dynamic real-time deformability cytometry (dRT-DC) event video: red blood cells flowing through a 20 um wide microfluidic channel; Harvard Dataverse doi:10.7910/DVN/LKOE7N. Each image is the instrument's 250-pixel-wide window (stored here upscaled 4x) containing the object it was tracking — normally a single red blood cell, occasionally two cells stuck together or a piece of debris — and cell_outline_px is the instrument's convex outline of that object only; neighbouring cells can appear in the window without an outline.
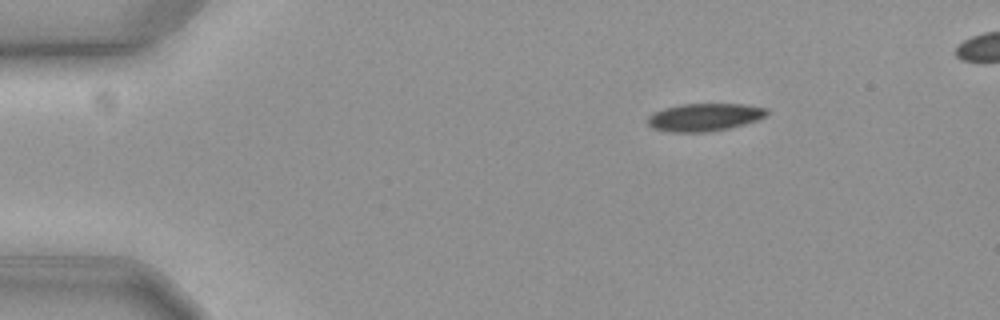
{"species": "common noctule bat (a hibernating species)", "species_latin": "Nyctalus noctula", "temperature_condition": "cold", "stored_images_in_passage": 19, "camera_frame_rate_fps": 3000, "um_per_image_px": 0.085, "animal": {"sex": "female", "body_mass_g": 19.3, "forearm_length_mm": 54.1}, "frame": {"image": 1, "passage_image": 1, "time_ms": 0.0, "image_size_px": [1000, 320], "cell_outline_px": [[768, 112], [764, 116], [756, 120], [744, 124], [728, 128], [704, 132], [672, 132], [652, 128], [648, 124], [648, 116], [664, 108], [680, 104], [744, 104], [768, 108]], "centroid_in_image_um": [59.87, 9.95], "position_along_channel_um": 25.1, "area_um2": 19.07}}
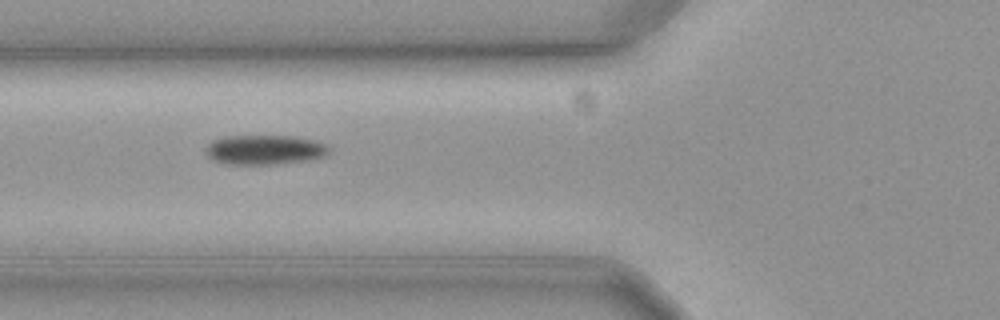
{"frame": {"image": 2, "passage_image": 14, "time_ms": 4.333, "image_size_px": [1000, 320], "cell_outline_px": [[328, 152], [324, 156], [308, 160], [272, 164], [228, 164], [216, 160], [208, 156], [204, 152], [208, 144], [212, 140], [228, 136], [296, 136], [312, 140], [324, 144], [328, 148]], "centroid_in_image_um": [22.46, 12.72], "position_along_channel_um": 103.3, "area_um2": 20.98}}
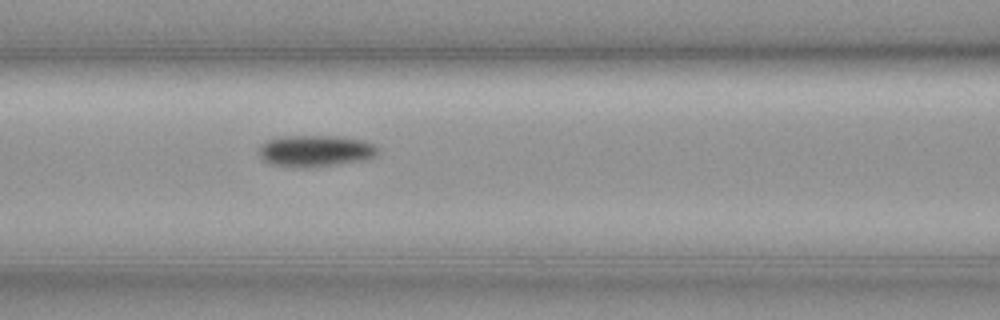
{"frame": {"image": 3, "passage_image": 17, "time_ms": 5.333, "image_size_px": [1000, 320], "cell_outline_px": [[376, 156], [368, 160], [308, 168], [300, 168], [272, 164], [264, 160], [260, 156], [260, 148], [268, 140], [284, 136], [336, 136], [360, 140], [372, 144], [376, 148]], "centroid_in_image_um": [26.82, 12.84], "position_along_channel_um": 139.8, "area_um2": 21.62}}